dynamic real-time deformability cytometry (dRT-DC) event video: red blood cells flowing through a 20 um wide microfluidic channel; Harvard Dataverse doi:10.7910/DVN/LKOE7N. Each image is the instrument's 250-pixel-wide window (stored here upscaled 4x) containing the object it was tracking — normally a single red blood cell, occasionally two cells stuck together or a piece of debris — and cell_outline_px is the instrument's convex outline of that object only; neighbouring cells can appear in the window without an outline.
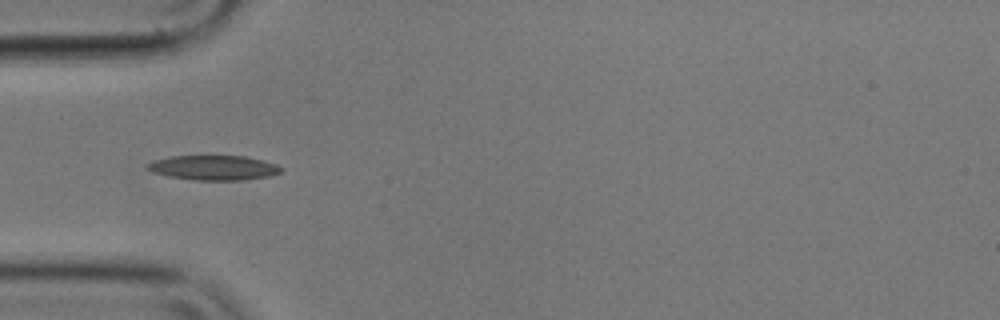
{"species": "common noctule bat (a hibernating species)", "species_latin": "Nyctalus noctula", "temperature_condition": "cold", "stored_images_in_passage": 7, "camera_frame_rate_fps": 3000, "um_per_image_px": 0.085, "animal": {"sex": "male", "body_mass_g": 17.9}, "frame": {"image": 1, "passage_image": 4, "time_ms": 1.0, "image_size_px": [1000, 320], "cell_outline_px": [[284, 172], [268, 176], [244, 180], [196, 180], [168, 176], [152, 172], [144, 168], [144, 164], [156, 160], [172, 156], [244, 156], [276, 164], [284, 168]], "centroid_in_image_um": [18.15, 14.26], "position_along_channel_um": 66.8, "area_um2": 19.31}}
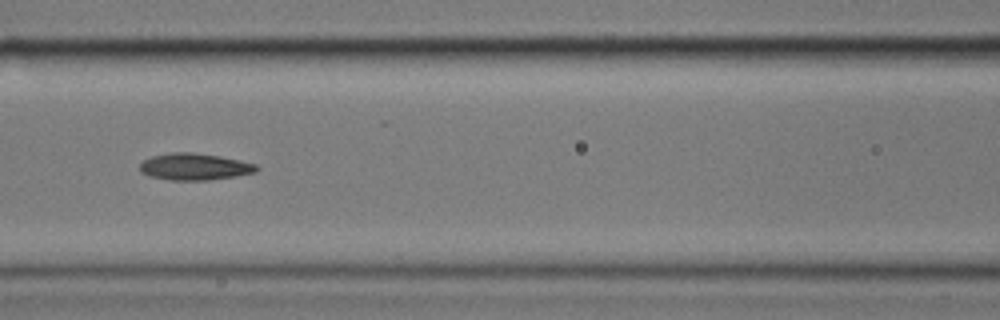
{"frame": {"image": 2, "passage_image": 6, "time_ms": 1.667, "image_size_px": [1000, 320], "cell_outline_px": [[260, 168], [256, 172], [236, 176], [208, 180], [168, 180], [148, 176], [140, 172], [140, 164], [144, 160], [152, 156], [172, 152], [192, 152], [220, 156], [240, 160], [256, 164]], "centroid_in_image_um": [16.54, 14.17], "position_along_channel_um": 150.1, "area_um2": 18.32}}
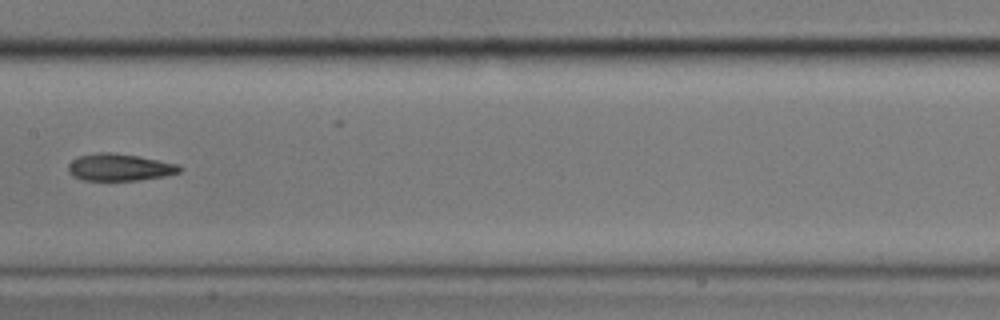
{"frame": {"image": 3, "passage_image": 7, "time_ms": 2.0, "image_size_px": [1000, 320], "cell_outline_px": [[184, 168], [180, 172], [164, 176], [140, 180], [80, 180], [72, 176], [68, 172], [68, 164], [72, 160], [80, 156], [100, 152], [112, 152], [140, 156], [180, 164]], "centroid_in_image_um": [10.19, 14.22], "position_along_channel_um": 197.2, "area_um2": 17.8}}